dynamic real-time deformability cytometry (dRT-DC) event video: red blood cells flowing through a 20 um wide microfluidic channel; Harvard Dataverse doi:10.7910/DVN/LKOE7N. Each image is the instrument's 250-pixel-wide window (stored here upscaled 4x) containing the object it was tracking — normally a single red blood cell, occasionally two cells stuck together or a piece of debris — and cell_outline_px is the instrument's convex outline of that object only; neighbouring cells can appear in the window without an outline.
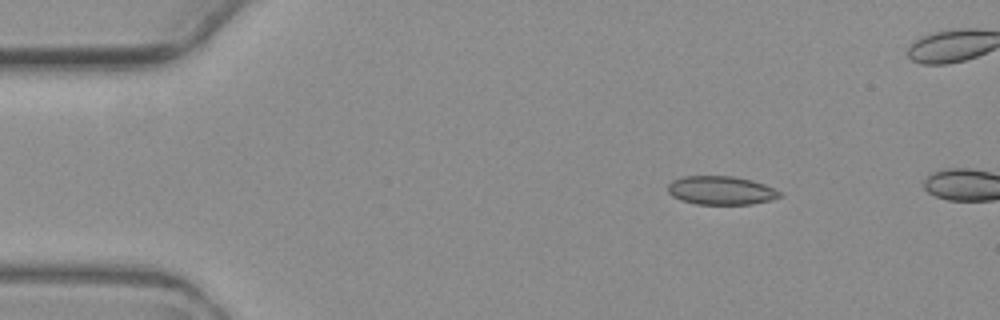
{"species": "common noctule bat (a hibernating species)", "species_latin": "Nyctalus noctula", "temperature_condition": "warm", "stored_images_in_passage": 3, "camera_frame_rate_fps": 3000, "um_per_image_px": 0.085, "animal": {"sex": "female", "body_mass_g": 19.3, "forearm_length_mm": 54.1}, "frame": {"image": 1, "passage_image": 2, "time_ms": 1.0, "image_size_px": [1000, 320], "cell_outline_px": [[784, 196], [752, 204], [696, 204], [680, 200], [672, 196], [668, 192], [668, 184], [672, 180], [684, 176], [732, 176], [752, 180], [764, 184], [784, 192]], "centroid_in_image_um": [61.3, 16.18], "position_along_channel_um": 23.7, "area_um2": 18.79}}